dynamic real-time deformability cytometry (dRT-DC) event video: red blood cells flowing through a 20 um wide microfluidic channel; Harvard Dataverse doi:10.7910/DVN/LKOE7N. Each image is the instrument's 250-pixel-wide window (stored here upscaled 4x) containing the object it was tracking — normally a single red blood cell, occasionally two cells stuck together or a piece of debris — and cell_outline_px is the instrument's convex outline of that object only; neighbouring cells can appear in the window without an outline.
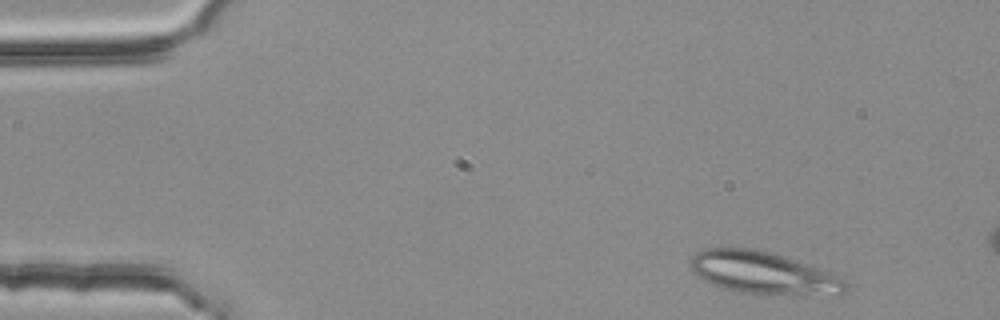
{"species": "common noctule bat (a hibernating species)", "species_latin": "Nyctalus noctula", "temperature_condition": "room temperature", "stored_images_in_passage": 3, "camera_frame_rate_fps": 3000, "um_per_image_px": 0.085, "animal": {"sex": "female", "body_mass_g": 25.1}, "frame": {"image": 1, "passage_image": 1, "time_ms": 0.0, "image_size_px": [1000, 320], "cell_outline_px": [[848, 288], [840, 296], [804, 296], [740, 292], [720, 288], [704, 280], [692, 272], [688, 260], [696, 252], [704, 248], [752, 248], [776, 252], [832, 272], [848, 280]], "centroid_in_image_um": [64.98, 23.21], "position_along_channel_um": 20.0, "area_um2": 39.65}}